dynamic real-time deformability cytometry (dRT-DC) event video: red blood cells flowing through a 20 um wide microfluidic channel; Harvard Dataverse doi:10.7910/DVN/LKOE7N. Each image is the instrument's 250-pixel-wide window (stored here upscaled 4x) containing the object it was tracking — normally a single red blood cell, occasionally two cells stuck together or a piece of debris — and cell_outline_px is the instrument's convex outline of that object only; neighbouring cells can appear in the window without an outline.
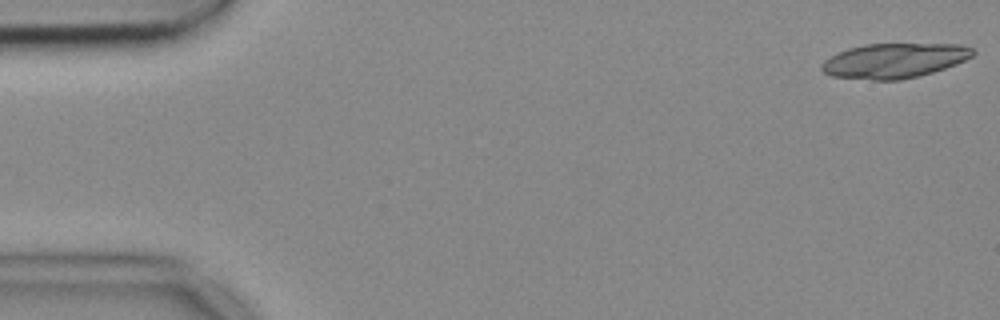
{"species": "common noctule bat (a hibernating species)", "species_latin": "Nyctalus noctula", "temperature_condition": "cold", "stored_images_in_passage": 17, "camera_frame_rate_fps": 3000, "um_per_image_px": 0.085, "animal": {"sex": "female", "body_mass_g": 18.4}, "frame": {"image": 1, "passage_image": 1, "time_ms": 0.0, "image_size_px": [1000, 320], "cell_outline_px": [[976, 52], [972, 56], [956, 64], [932, 72], [900, 80], [872, 80], [832, 76], [824, 72], [820, 68], [820, 64], [824, 60], [848, 48], [864, 44], [964, 44], [972, 48]], "centroid_in_image_um": [76.01, 5.15], "position_along_channel_um": 9.0, "area_um2": 30.52}}